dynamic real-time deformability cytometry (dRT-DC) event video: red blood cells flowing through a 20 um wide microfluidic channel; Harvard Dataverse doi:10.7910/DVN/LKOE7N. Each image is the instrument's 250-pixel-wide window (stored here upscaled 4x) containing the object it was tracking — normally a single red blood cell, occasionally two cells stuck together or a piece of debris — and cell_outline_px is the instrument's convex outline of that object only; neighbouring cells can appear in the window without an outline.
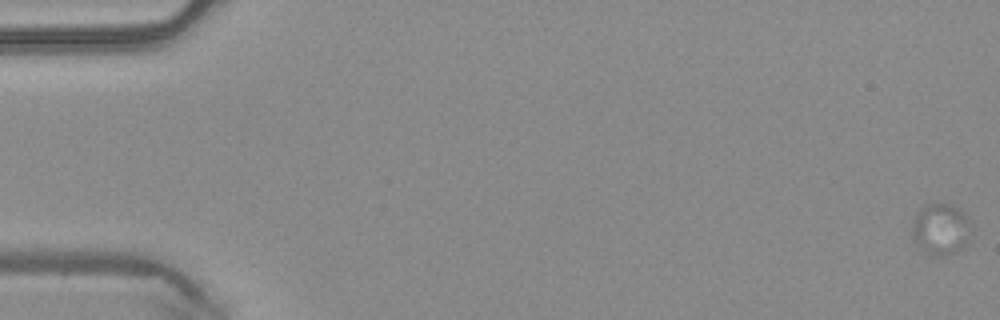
{"species": "common noctule bat (a hibernating species)", "species_latin": "Nyctalus noctula", "temperature_condition": "warm", "stored_images_in_passage": 34, "camera_frame_rate_fps": 3000, "um_per_image_px": 0.085, "animal": {"sex": "male", "body_mass_g": 20.4}, "frame": {"image": 1, "passage_image": 1, "time_ms": 0.0, "image_size_px": [1000, 320], "cell_outline_px": [[968, 220], [964, 248], [956, 252], [940, 256], [924, 256], [916, 244], [912, 232], [912, 224], [916, 216], [928, 204], [936, 200], [948, 204], [956, 208]], "centroid_in_image_um": [79.87, 19.52], "position_along_channel_um": 5.1, "area_um2": 17.28}}
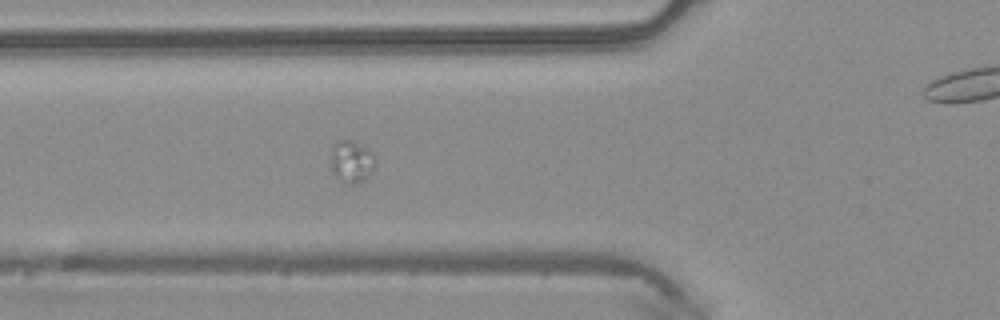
{"frame": {"image": 2, "passage_image": 20, "time_ms": 6.333, "image_size_px": [1000, 320], "cell_outline_px": [[372, 168], [368, 176], [352, 184], [348, 184], [336, 176], [332, 172], [332, 144], [336, 140], [352, 140], [368, 148], [372, 152]], "centroid_in_image_um": [29.83, 13.68], "position_along_channel_um": 96.0, "area_um2": 10.46}}